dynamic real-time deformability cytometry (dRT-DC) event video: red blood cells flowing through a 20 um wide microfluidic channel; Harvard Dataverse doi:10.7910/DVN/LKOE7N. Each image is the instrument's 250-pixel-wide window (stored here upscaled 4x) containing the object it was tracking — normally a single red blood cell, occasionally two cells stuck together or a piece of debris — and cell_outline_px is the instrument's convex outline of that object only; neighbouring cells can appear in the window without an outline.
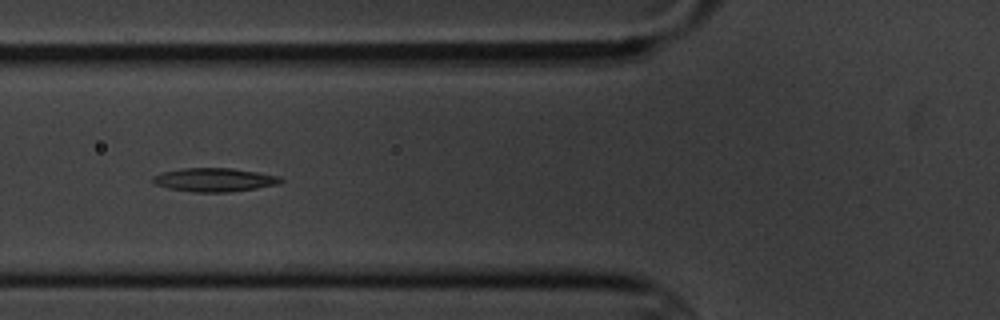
{"species": "common noctule bat (a hibernating species)", "species_latin": "Nyctalus noctula", "temperature_condition": "cold", "stored_images_in_passage": 12, "camera_frame_rate_fps": 3000, "um_per_image_px": 0.085, "animal": {"sex": "male", "body_mass_g": 20.1, "forearm_length_mm": 53.5}, "frame": {"image": 1, "passage_image": 5, "time_ms": 5.333, "image_size_px": [1000, 320], "cell_outline_px": [[284, 180], [280, 184], [256, 188], [228, 192], [192, 192], [168, 188], [156, 184], [152, 180], [152, 176], [164, 172], [184, 168], [232, 168], [280, 176]], "centroid_in_image_um": [18.25, 15.28], "position_along_channel_um": 107.6, "area_um2": 17.51}}
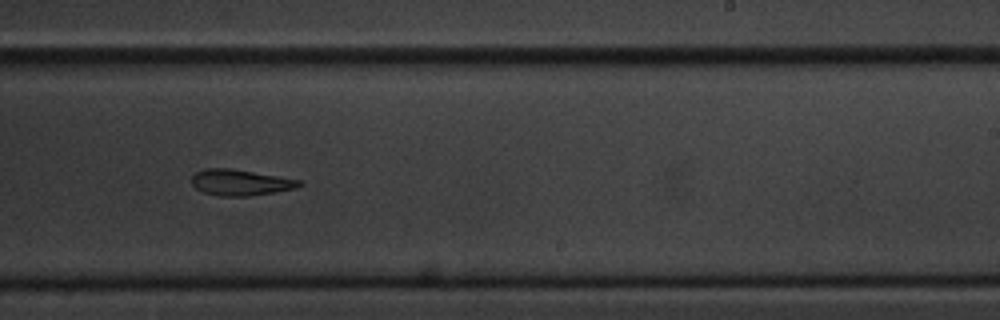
{"frame": {"image": 2, "passage_image": 9, "time_ms": 10.0, "image_size_px": [1000, 320], "cell_outline_px": [[304, 184], [292, 188], [272, 192], [248, 196], [220, 196], [204, 192], [196, 188], [192, 184], [192, 176], [196, 172], [204, 168], [232, 168], [300, 180]], "centroid_in_image_um": [20.38, 15.5], "position_along_channel_um": 268.6, "area_um2": 16.07}}
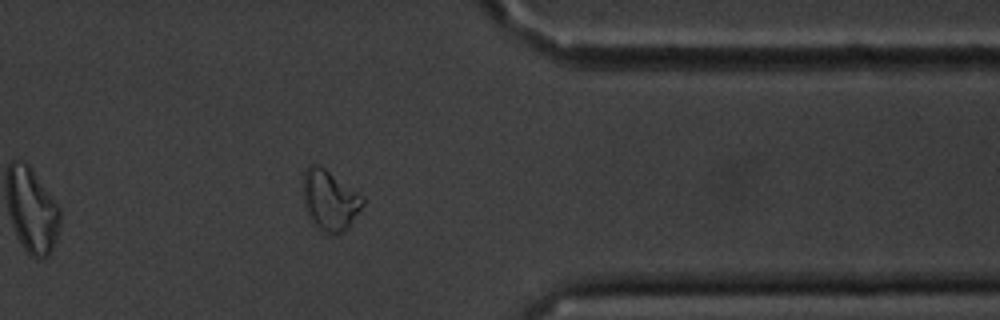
{"frame": {"image": 3, "passage_image": 12, "time_ms": 13.667, "image_size_px": [1000, 320], "cell_outline_px": [[364, 204], [348, 228], [340, 232], [328, 232], [316, 228], [308, 216], [300, 188], [304, 172], [308, 164], [316, 164], [324, 168], [364, 196]], "centroid_in_image_um": [27.99, 16.98], "position_along_channel_um": 383.4, "area_um2": 21.1}, "authors_computed_cell_mechanics": {"area_um2": 17.2533, "velocity_mm_per_s": 3.4517, "shape_relaxation_time_tau1_ms": 10.2933, "shape_relaxation_time_tau2_ms": 9.2393, "deformation_change_tau1": 0.201, "deformation_change_tau2": 0.1959}}